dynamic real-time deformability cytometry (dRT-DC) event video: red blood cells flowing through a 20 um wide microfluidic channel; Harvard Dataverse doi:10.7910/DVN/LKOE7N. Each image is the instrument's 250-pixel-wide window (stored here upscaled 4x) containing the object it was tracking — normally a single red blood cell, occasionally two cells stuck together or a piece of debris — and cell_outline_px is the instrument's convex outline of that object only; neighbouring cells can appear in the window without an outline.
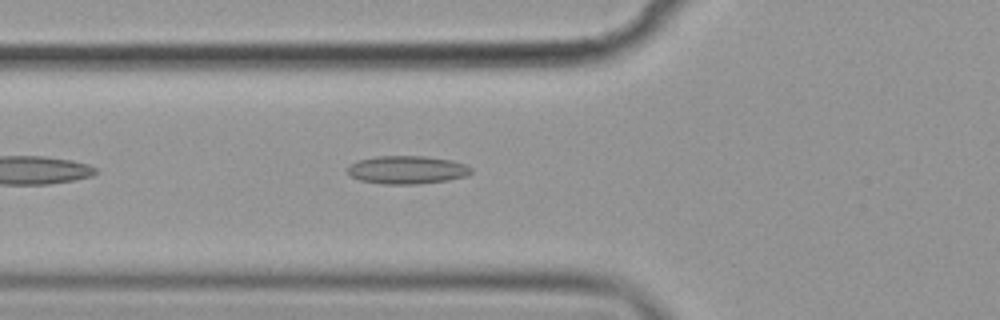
{"species": "common noctule bat (a hibernating species)", "species_latin": "Nyctalus noctula", "temperature_condition": "cold", "stored_images_in_passage": 37, "camera_frame_rate_fps": 3000, "um_per_image_px": 0.085, "animal": {"sex": "female", "body_mass_g": 19.9}, "frame": {"image": 1, "passage_image": 6, "time_ms": 1.667, "image_size_px": [1000, 320], "cell_outline_px": [[472, 172], [468, 176], [448, 180], [416, 184], [384, 184], [360, 180], [352, 176], [348, 172], [348, 168], [352, 164], [360, 160], [376, 156], [424, 156], [452, 160], [464, 164], [472, 168]], "centroid_in_image_um": [34.65, 14.44], "position_along_channel_um": 91.2, "area_um2": 20.11}}
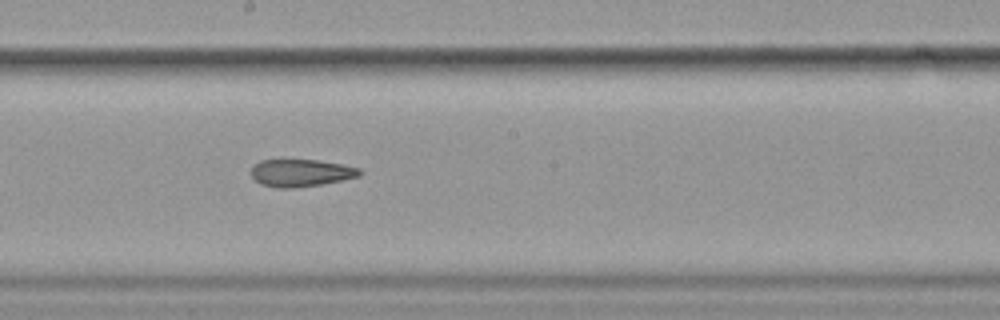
{"frame": {"image": 2, "passage_image": 17, "time_ms": 5.333, "image_size_px": [1000, 320], "cell_outline_px": [[360, 176], [320, 184], [296, 188], [276, 188], [260, 184], [252, 176], [252, 168], [260, 160], [316, 160], [340, 164], [360, 168]], "centroid_in_image_um": [25.55, 14.7], "position_along_channel_um": 222.6, "area_um2": 17.05}}
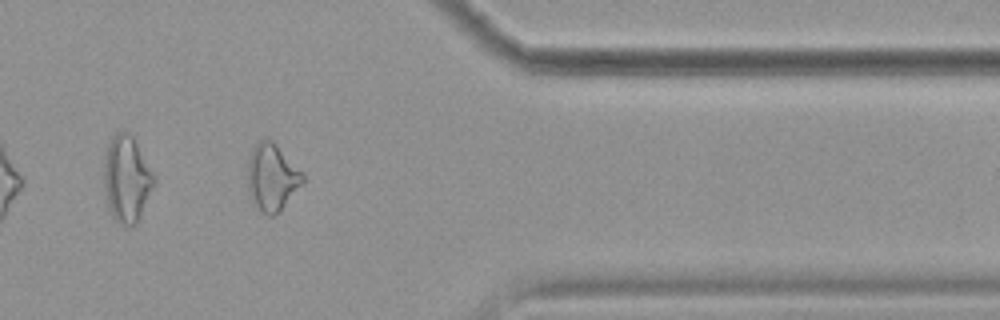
{"frame": {"image": 3, "passage_image": 32, "time_ms": 10.333, "image_size_px": [1000, 320], "cell_outline_px": [[304, 180], [280, 212], [272, 216], [268, 216], [252, 204], [248, 188], [248, 160], [252, 148], [260, 140], [272, 140], [304, 172]], "centroid_in_image_um": [23.12, 15.08], "position_along_channel_um": 388.3, "area_um2": 21.56}, "authors_computed_cell_mechanics": {"area_um2": 18.5538, "velocity_mm_per_s": 3.584, "shape_relaxation_time_tau1_ms": null, "shape_relaxation_time_tau2_ms": 5.363, "deformation_change_tau1": null, "deformation_change_tau2": 0.1493}}